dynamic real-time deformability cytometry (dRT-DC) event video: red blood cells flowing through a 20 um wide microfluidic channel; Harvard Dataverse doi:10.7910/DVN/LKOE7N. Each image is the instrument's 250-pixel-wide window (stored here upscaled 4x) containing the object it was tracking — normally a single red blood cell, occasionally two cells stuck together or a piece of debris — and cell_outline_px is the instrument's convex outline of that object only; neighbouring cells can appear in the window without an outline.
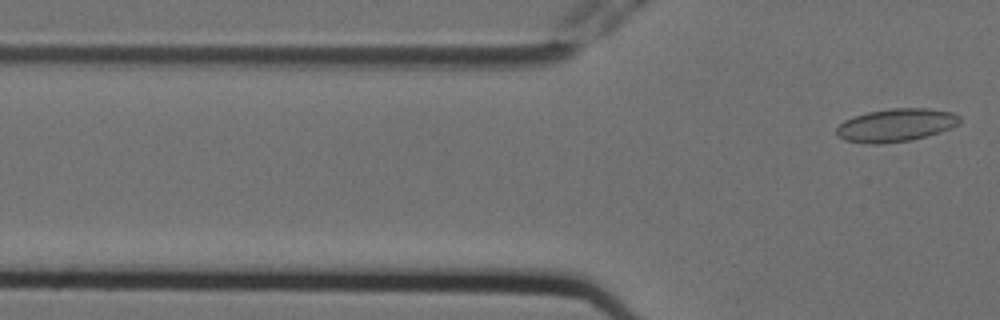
{"species": "Egyptian fruit bat (a non-hibernating species)", "species_latin": "Rousettus aegyptiacus", "temperature_condition": "cold", "stored_images_in_passage": 7, "segment_of_instrument_passage": [2, 2], "camera_frame_rate_fps": 3000, "um_per_image_px": 0.085, "animal": {"sex": "female"}, "frame": {"image": 1, "passage_image": 7, "time_ms": 2.0, "image_size_px": [1000, 320], "cell_outline_px": [[960, 124], [952, 128], [940, 132], [912, 140], [880, 144], [868, 144], [844, 140], [836, 136], [836, 128], [844, 120], [852, 116], [868, 112], [892, 108], [928, 108], [952, 112], [960, 116]], "centroid_in_image_um": [76.15, 10.64], "position_along_channel_um": 49.7, "area_um2": 23.99}}